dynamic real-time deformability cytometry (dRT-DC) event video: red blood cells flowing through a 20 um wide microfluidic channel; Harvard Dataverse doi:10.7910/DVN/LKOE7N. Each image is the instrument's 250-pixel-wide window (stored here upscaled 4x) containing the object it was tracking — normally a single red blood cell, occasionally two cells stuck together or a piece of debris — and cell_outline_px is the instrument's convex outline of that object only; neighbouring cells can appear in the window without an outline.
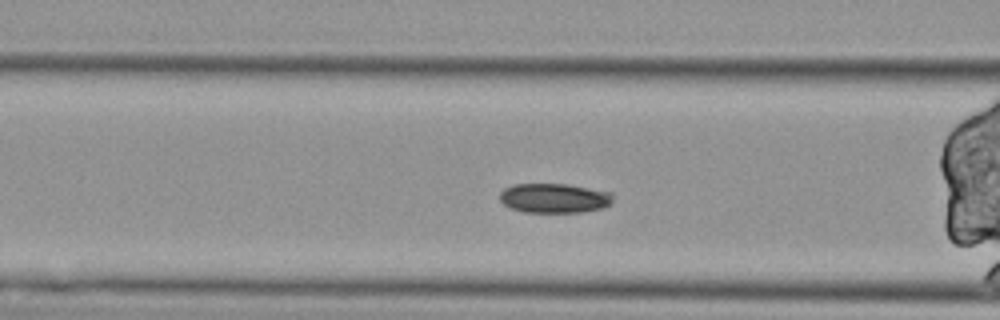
{"species": "Egyptian fruit bat (a non-hibernating species)", "species_latin": "Rousettus aegyptiacus", "temperature_condition": "cold", "stored_images_in_passage": 43, "segment_of_instrument_passage": [2, 2], "camera_frame_rate_fps": 3000, "um_per_image_px": 0.085, "animal": {"sex": "female"}, "frame": {"image": 1, "passage_image": 17, "time_ms": 5.333, "image_size_px": [1000, 320], "cell_outline_px": [[612, 204], [604, 208], [584, 212], [524, 212], [512, 208], [504, 204], [500, 200], [500, 192], [504, 188], [512, 184], [568, 184], [612, 192]], "centroid_in_image_um": [47.14, 16.84], "position_along_channel_um": 119.5, "area_um2": 19.65}}
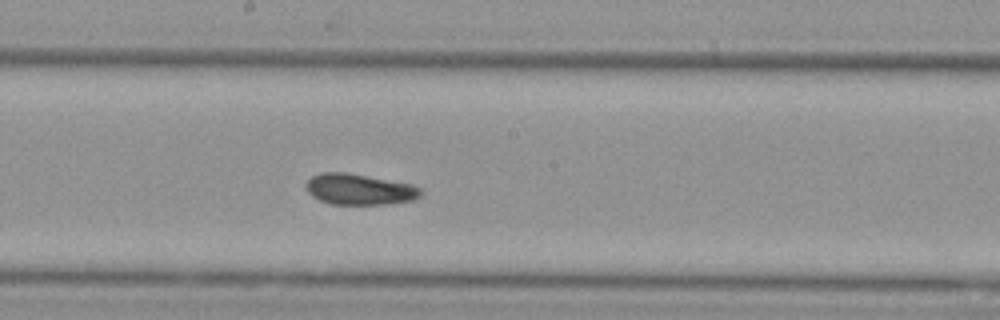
{"frame": {"image": 2, "passage_image": 26, "time_ms": 8.333, "image_size_px": [1000, 320], "cell_outline_px": [[420, 196], [412, 200], [392, 204], [332, 204], [320, 200], [312, 196], [308, 192], [304, 184], [312, 176], [320, 172], [344, 172], [412, 184], [420, 188]], "centroid_in_image_um": [30.52, 16.09], "position_along_channel_um": 217.7, "area_um2": 20.58}}
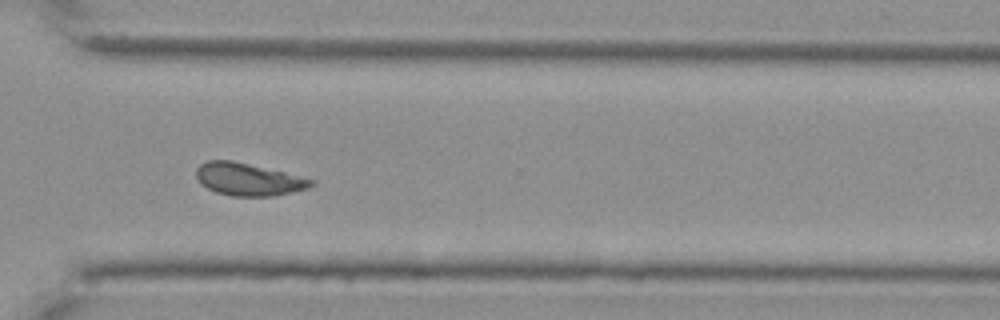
{"frame": {"image": 3, "passage_image": 38, "time_ms": 12.333, "image_size_px": [1000, 320], "cell_outline_px": [[316, 184], [308, 188], [272, 196], [232, 196], [216, 192], [200, 184], [196, 176], [196, 168], [200, 164], [208, 160], [232, 160], [284, 172], [316, 180]], "centroid_in_image_um": [21.1, 15.24], "position_along_channel_um": 349.5, "area_um2": 21.73}}